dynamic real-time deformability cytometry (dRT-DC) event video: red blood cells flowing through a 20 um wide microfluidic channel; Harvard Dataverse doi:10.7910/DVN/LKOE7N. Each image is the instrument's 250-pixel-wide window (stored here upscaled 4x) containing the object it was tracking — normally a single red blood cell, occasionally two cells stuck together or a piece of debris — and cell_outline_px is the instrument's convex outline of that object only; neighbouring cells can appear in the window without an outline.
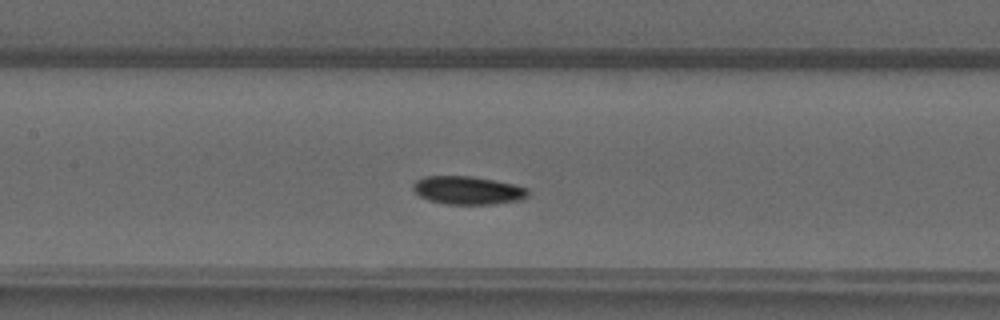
{"species": "common noctule bat (a hibernating species)", "species_latin": "Nyctalus noctula", "temperature_condition": "warm", "stored_images_in_passage": 39, "camera_frame_rate_fps": 3000, "um_per_image_px": 0.085, "animal": {"sex": "male", "forearm_length_mm": 52.5}, "frame": {"image": 1, "passage_image": 13, "time_ms": 4.0, "image_size_px": [1000, 320], "cell_outline_px": [[528, 196], [520, 200], [492, 204], [448, 204], [428, 200], [420, 196], [412, 188], [412, 184], [416, 180], [424, 176], [472, 176], [512, 184], [528, 188]], "centroid_in_image_um": [39.74, 16.17], "position_along_channel_um": 167.7, "area_um2": 18.79}}
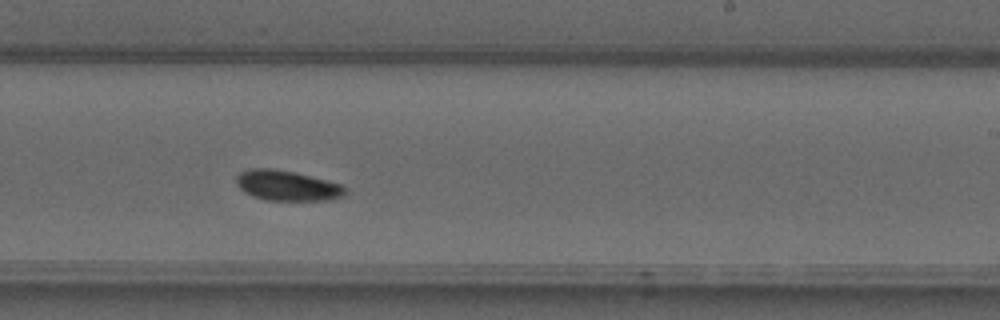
{"frame": {"image": 2, "passage_image": 20, "time_ms": 6.333, "image_size_px": [1000, 320], "cell_outline_px": [[344, 196], [328, 200], [264, 200], [252, 196], [244, 192], [236, 184], [236, 176], [240, 172], [248, 168], [272, 168], [296, 172], [344, 184]], "centroid_in_image_um": [24.38, 15.76], "position_along_channel_um": 264.6, "area_um2": 19.42}}
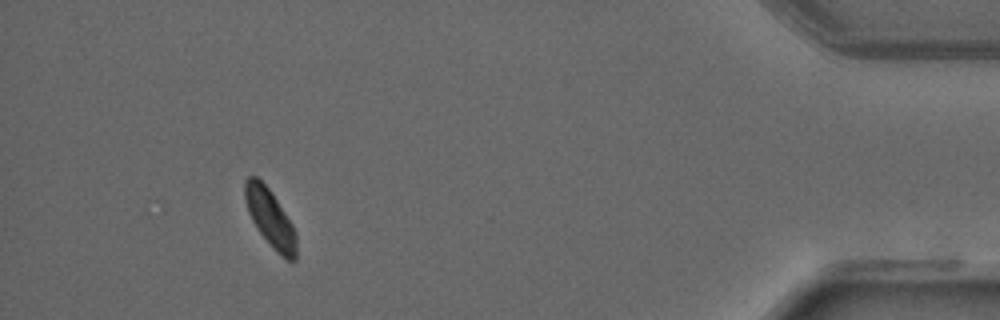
{"frame": {"image": 3, "passage_image": 35, "time_ms": 11.333, "image_size_px": [1000, 320], "cell_outline_px": [[296, 260], [288, 260], [276, 252], [272, 248], [256, 228], [248, 212], [244, 196], [244, 180], [248, 176], [256, 176], [268, 188], [292, 224], [296, 232]], "centroid_in_image_um": [22.94, 18.55], "position_along_channel_um": 412.3, "area_um2": 17.17}}